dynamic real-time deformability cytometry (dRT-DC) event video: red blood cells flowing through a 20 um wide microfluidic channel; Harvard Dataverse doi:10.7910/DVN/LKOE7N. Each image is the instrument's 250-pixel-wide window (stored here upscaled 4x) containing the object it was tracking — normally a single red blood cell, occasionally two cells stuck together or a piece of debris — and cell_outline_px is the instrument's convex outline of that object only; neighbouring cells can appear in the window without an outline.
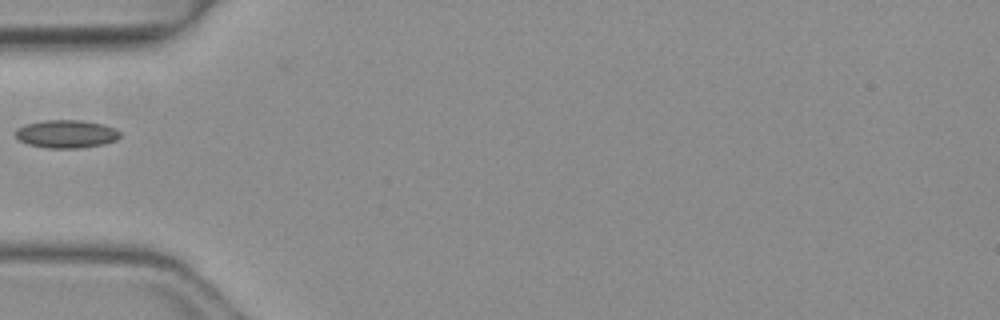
{"species": "common noctule bat (a hibernating species)", "species_latin": "Nyctalus noctula", "temperature_condition": "warm", "stored_images_in_passage": 34, "camera_frame_rate_fps": 3000, "um_per_image_px": 0.085, "animal": {"sex": "female", "body_mass_g": 19.3, "forearm_length_mm": 54.1}, "frame": {"image": 1, "passage_image": 1, "time_ms": 0.0, "image_size_px": [1000, 320], "cell_outline_px": [[120, 136], [116, 140], [104, 144], [80, 148], [48, 148], [28, 144], [20, 140], [12, 132], [16, 128], [24, 124], [44, 120], [80, 120], [104, 124], [116, 128], [120, 132]], "centroid_in_image_um": [5.62, 11.38], "position_along_channel_um": 79.4, "area_um2": 17.28}}
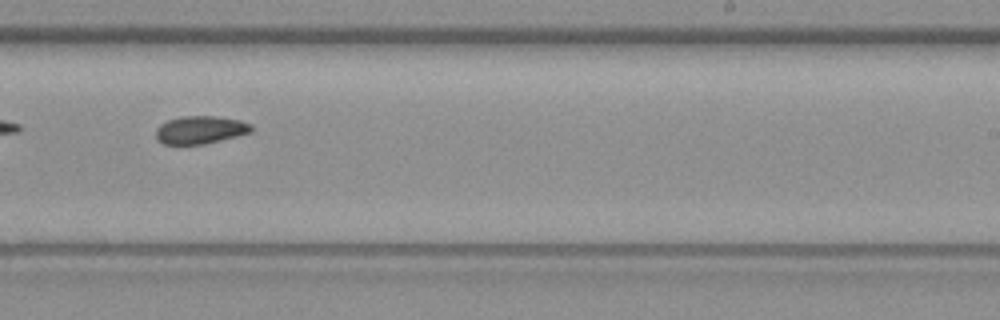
{"frame": {"image": 2, "passage_image": 15, "time_ms": 4.667, "image_size_px": [1000, 320], "cell_outline_px": [[252, 132], [204, 144], [164, 144], [156, 136], [156, 128], [160, 124], [168, 120], [184, 116], [216, 116], [240, 120], [252, 124]], "centroid_in_image_um": [17.04, 11.03], "position_along_channel_um": 272.0, "area_um2": 15.37}}
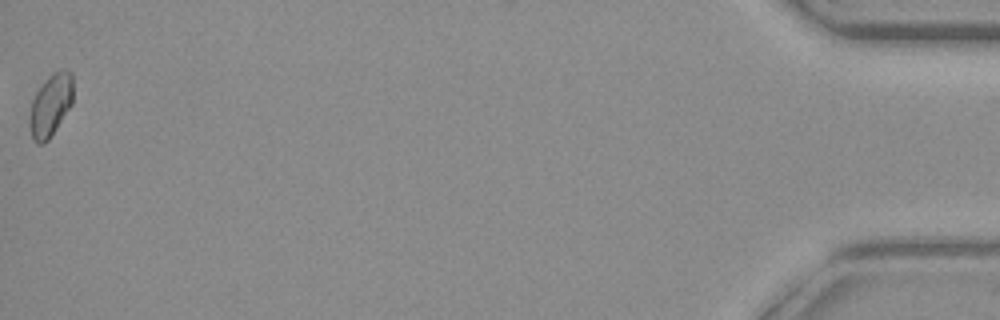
{"frame": {"image": 3, "passage_image": 34, "time_ms": 11.0, "image_size_px": [1000, 320], "cell_outline_px": [[72, 104], [48, 140], [44, 144], [36, 144], [32, 140], [28, 124], [28, 120], [32, 100], [36, 92], [48, 76], [52, 72], [60, 68], [64, 68], [72, 72]], "centroid_in_image_um": [4.28, 8.94], "position_along_channel_um": 430.9, "area_um2": 16.07}}